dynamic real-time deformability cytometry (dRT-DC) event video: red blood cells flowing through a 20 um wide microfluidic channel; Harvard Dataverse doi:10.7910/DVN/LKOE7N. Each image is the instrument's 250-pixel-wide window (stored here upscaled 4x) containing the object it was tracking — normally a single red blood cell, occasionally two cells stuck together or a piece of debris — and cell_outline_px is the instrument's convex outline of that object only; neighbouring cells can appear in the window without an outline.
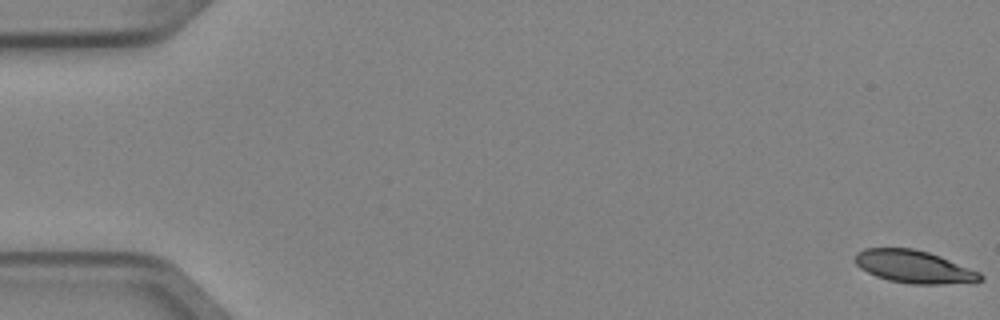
{"species": "Egyptian fruit bat (a non-hibernating species)", "species_latin": "Rousettus aegyptiacus", "temperature_condition": "cold", "stored_images_in_passage": 5, "camera_frame_rate_fps": 3000, "um_per_image_px": 0.085, "animal": {"sex": "female"}, "frame": {"image": 1, "passage_image": 1, "time_ms": 0.0, "image_size_px": [1000, 320], "cell_outline_px": [[984, 280], [976, 284], [912, 284], [888, 280], [876, 276], [860, 268], [856, 264], [856, 252], [864, 248], [912, 248], [928, 252], [940, 256], [980, 272], [984, 276]], "centroid_in_image_um": [77.77, 22.69], "position_along_channel_um": 7.2, "area_um2": 24.16}}
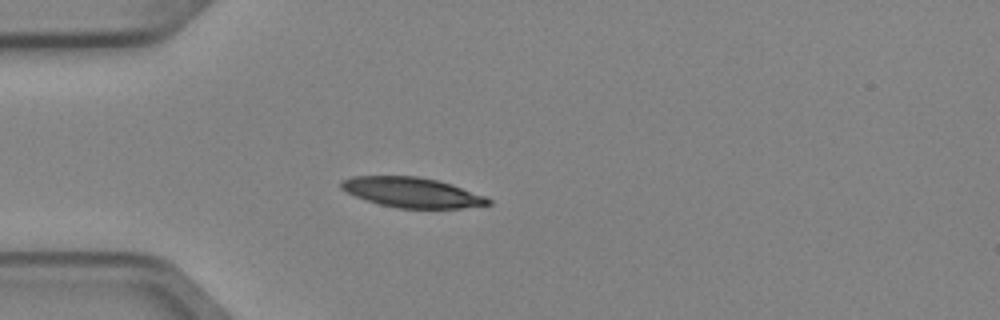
{"frame": {"image": 2, "passage_image": 5, "time_ms": 1.333, "image_size_px": [1000, 320], "cell_outline_px": [[492, 204], [460, 208], [396, 208], [380, 204], [356, 196], [340, 188], [340, 180], [352, 176], [416, 176], [436, 180], [452, 184], [484, 196], [492, 200]], "centroid_in_image_um": [35.01, 16.35], "position_along_channel_um": 50.0, "area_um2": 25.55}}